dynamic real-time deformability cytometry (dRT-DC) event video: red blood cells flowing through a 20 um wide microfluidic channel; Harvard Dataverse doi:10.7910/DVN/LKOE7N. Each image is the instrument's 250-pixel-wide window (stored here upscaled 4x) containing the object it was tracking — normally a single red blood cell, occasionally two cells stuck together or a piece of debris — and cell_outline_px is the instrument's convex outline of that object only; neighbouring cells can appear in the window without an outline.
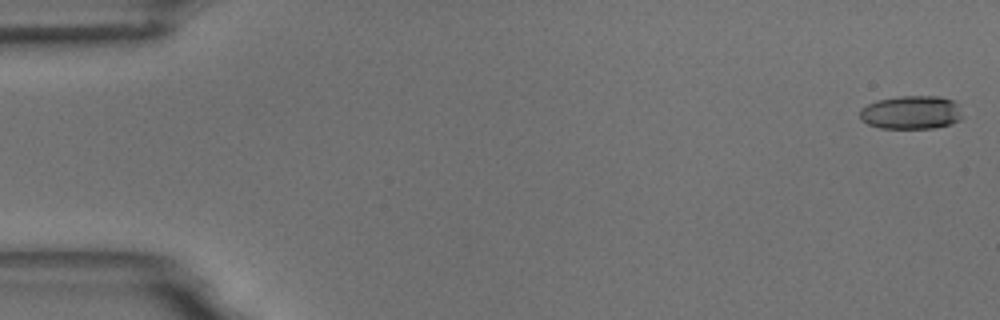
{"species": "common noctule bat (a hibernating species)", "species_latin": "Nyctalus noctula", "temperature_condition": "room temperature", "stored_images_in_passage": 16, "camera_frame_rate_fps": 3000, "um_per_image_px": 0.085, "animal": {"sex": "male", "body_mass_g": 18.8}, "frame": {"image": 1, "passage_image": 1, "time_ms": 0.0, "image_size_px": [1000, 320], "cell_outline_px": [[964, 116], [960, 120], [952, 124], [932, 128], [880, 128], [868, 124], [860, 120], [860, 108], [876, 100], [900, 96], [940, 96], [952, 100], [956, 104]], "centroid_in_image_um": [77.45, 9.56], "position_along_channel_um": 7.6, "area_um2": 20.17}}
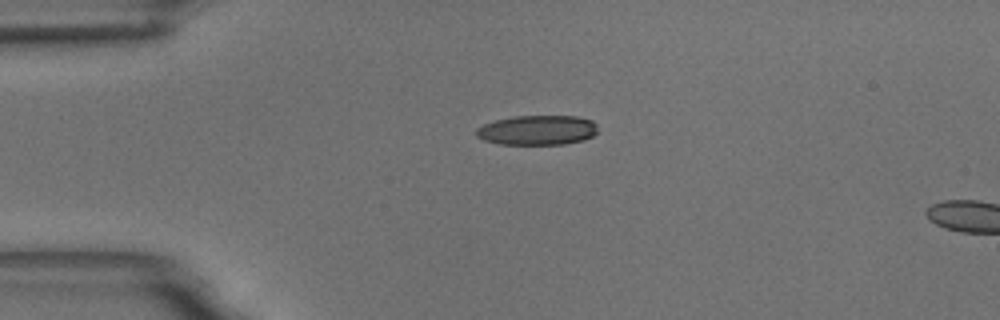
{"frame": {"image": 2, "passage_image": 13, "time_ms": 4.0, "image_size_px": [1000, 320], "cell_outline_px": [[596, 132], [592, 136], [584, 140], [564, 144], [500, 144], [484, 140], [476, 136], [476, 128], [484, 124], [496, 120], [516, 116], [580, 116], [592, 120], [596, 124]], "centroid_in_image_um": [45.68, 11.06], "position_along_channel_um": 39.3, "area_um2": 21.04}}